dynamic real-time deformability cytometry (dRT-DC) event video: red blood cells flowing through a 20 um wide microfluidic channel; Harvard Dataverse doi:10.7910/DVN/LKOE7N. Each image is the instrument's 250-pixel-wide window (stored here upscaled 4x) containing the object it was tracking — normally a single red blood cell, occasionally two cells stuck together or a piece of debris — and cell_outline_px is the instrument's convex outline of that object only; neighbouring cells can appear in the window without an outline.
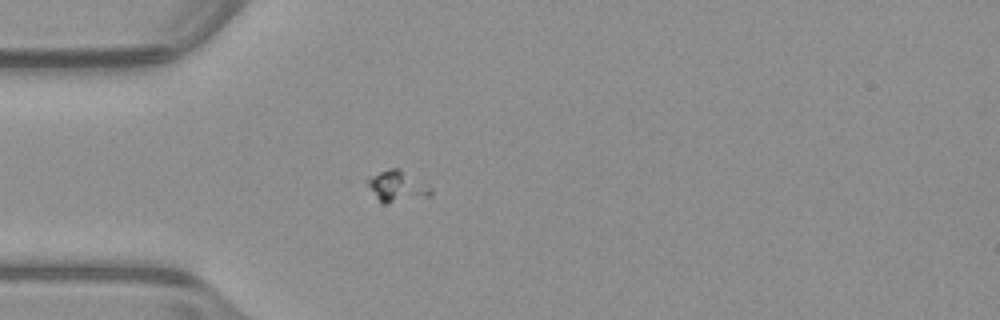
{"species": "common noctule bat (a hibernating species)", "species_latin": "Nyctalus noctula", "temperature_condition": "warm", "stored_images_in_passage": 38, "camera_frame_rate_fps": 3000, "um_per_image_px": 0.085, "animal": {"sex": "male", "body_mass_g": 23.1, "forearm_length_mm": 52.7}, "frame": {"image": 1, "passage_image": 1, "time_ms": 0.0, "image_size_px": [1000, 320], "cell_outline_px": [[432, 196], [388, 204], [384, 204], [360, 180], [368, 176], [388, 168], [400, 168], [428, 184], [432, 188]], "centroid_in_image_um": [33.71, 15.82], "position_along_channel_um": 51.3, "area_um2": 12.08}}
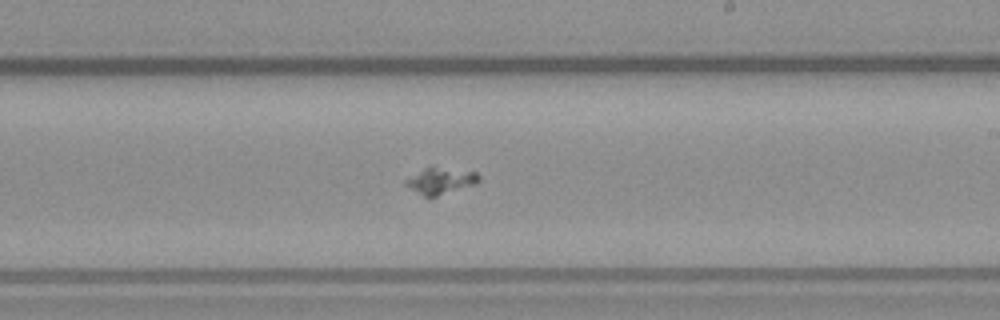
{"frame": {"image": 2, "passage_image": 17, "time_ms": 5.333, "image_size_px": [1000, 320], "cell_outline_px": [[480, 180], [476, 184], [428, 200], [404, 184], [404, 180], [424, 168], [432, 168], [476, 172], [480, 176]], "centroid_in_image_um": [37.43, 15.44], "position_along_channel_um": 251.6, "area_um2": 11.21}}
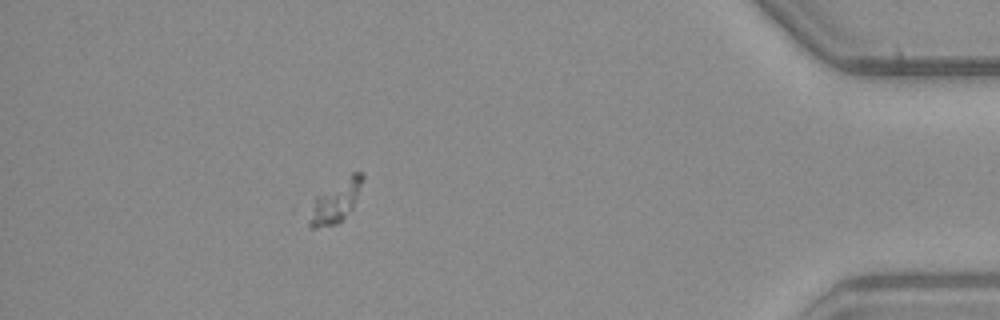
{"frame": {"image": 3, "passage_image": 33, "time_ms": 10.667, "image_size_px": [1000, 320], "cell_outline_px": [[364, 180], [352, 208], [336, 224], [316, 228], [308, 228], [308, 224], [316, 196], [352, 172], [360, 172], [364, 176]], "centroid_in_image_um": [28.55, 17.1], "position_along_channel_um": 406.7, "area_um2": 12.66}}